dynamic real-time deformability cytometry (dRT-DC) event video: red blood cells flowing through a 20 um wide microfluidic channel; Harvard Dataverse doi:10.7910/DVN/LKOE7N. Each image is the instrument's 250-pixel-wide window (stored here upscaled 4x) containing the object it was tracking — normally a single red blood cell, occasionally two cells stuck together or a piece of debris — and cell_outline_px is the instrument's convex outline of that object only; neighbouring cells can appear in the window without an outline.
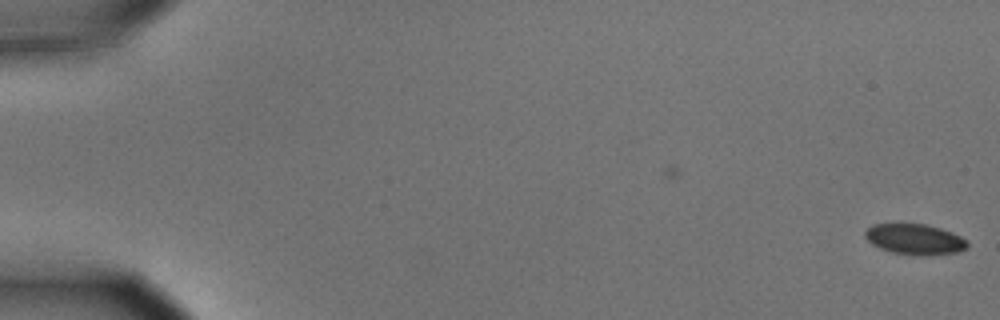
{"species": "common noctule bat (a hibernating species)", "species_latin": "Nyctalus noctula", "temperature_condition": "cold", "stored_images_in_passage": 2, "camera_frame_rate_fps": 3000, "um_per_image_px": 0.085, "animal": {"sex": "male", "body_mass_g": 15.6}, "frame": {"image": 1, "passage_image": 2, "time_ms": 0.333, "image_size_px": [1000, 320], "cell_outline_px": [[968, 244], [964, 248], [956, 252], [928, 256], [924, 256], [892, 252], [880, 248], [872, 244], [864, 236], [864, 232], [872, 224], [924, 224], [940, 228], [952, 232], [960, 236]], "centroid_in_image_um": [77.72, 20.33], "position_along_channel_um": 7.3, "area_um2": 18.03}}